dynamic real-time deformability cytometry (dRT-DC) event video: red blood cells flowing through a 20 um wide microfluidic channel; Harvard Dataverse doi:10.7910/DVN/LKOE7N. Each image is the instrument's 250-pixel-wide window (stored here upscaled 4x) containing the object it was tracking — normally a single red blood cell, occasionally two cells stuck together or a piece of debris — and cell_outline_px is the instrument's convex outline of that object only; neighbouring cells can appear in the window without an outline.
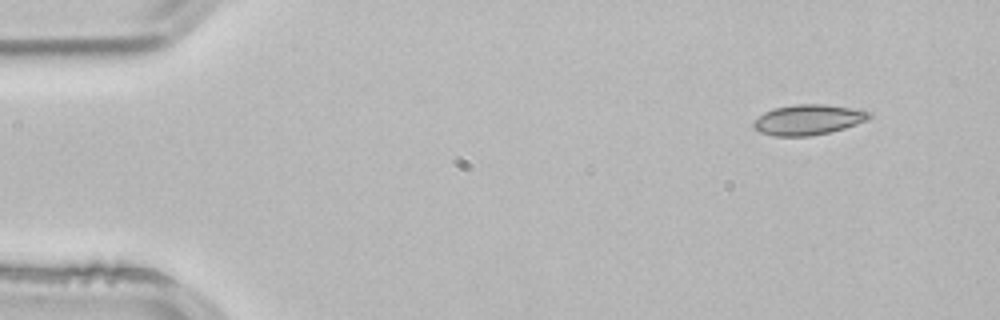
{"species": "common noctule bat (a hibernating species)", "species_latin": "Nyctalus noctula", "temperature_condition": "room temperature", "stored_images_in_passage": 3, "camera_frame_rate_fps": 3000, "um_per_image_px": 0.085, "animal": {"sex": "male", "body_mass_g": 21.5, "forearm_length_mm": 52.0}, "frame": {"image": 1, "passage_image": 1, "time_ms": 0.0, "image_size_px": [1000, 320], "cell_outline_px": [[872, 116], [868, 120], [844, 128], [828, 132], [808, 136], [772, 136], [760, 132], [752, 124], [752, 120], [764, 112], [772, 108], [796, 104], [824, 104], [872, 112]], "centroid_in_image_um": [68.65, 10.17], "position_along_channel_um": 16.3, "area_um2": 20.4}}
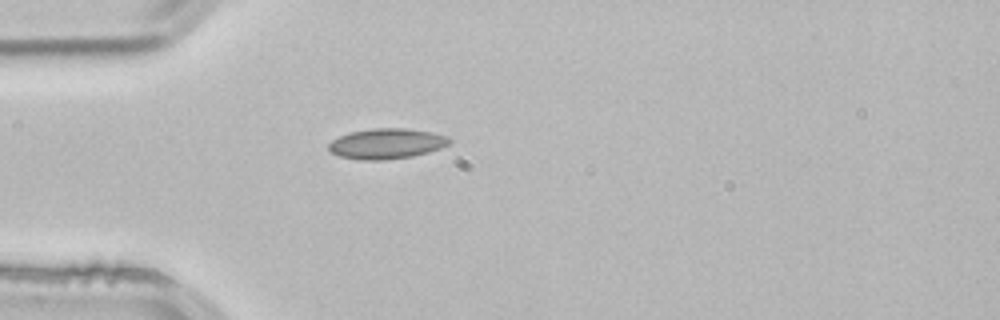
{"frame": {"image": 2, "passage_image": 3, "time_ms": 0.667, "image_size_px": [1000, 320], "cell_outline_px": [[452, 140], [448, 144], [440, 148], [428, 152], [412, 156], [384, 160], [360, 160], [340, 156], [332, 152], [328, 148], [328, 144], [332, 140], [340, 136], [352, 132], [372, 128], [404, 128], [432, 132], [448, 136]], "centroid_in_image_um": [32.87, 12.21], "position_along_channel_um": 52.1, "area_um2": 21.27}}